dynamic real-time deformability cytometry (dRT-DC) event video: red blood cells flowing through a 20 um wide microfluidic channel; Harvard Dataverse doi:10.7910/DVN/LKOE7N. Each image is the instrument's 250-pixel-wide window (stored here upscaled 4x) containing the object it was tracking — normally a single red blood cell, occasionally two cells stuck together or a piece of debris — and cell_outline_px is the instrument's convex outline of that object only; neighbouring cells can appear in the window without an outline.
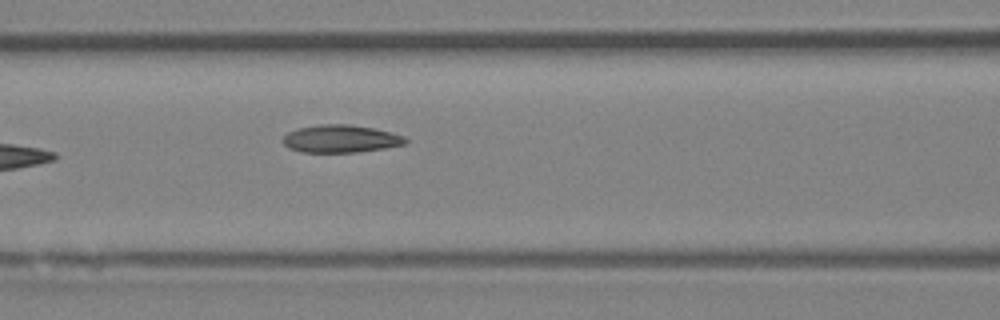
{"species": "Egyptian fruit bat (a non-hibernating species)", "species_latin": "Rousettus aegyptiacus", "temperature_condition": "room temperature", "stored_images_in_passage": 7, "camera_frame_rate_fps": 3000, "um_per_image_px": 0.085, "animal": {"sex": "female"}, "frame": {"image": 1, "passage_image": 7, "time_ms": 7.0, "image_size_px": [1000, 320], "cell_outline_px": [[408, 140], [404, 144], [384, 148], [356, 152], [300, 152], [288, 148], [284, 144], [284, 136], [288, 132], [296, 128], [320, 124], [352, 124], [392, 132], [404, 136]], "centroid_in_image_um": [28.94, 11.79], "position_along_channel_um": 137.7, "area_um2": 19.77}}